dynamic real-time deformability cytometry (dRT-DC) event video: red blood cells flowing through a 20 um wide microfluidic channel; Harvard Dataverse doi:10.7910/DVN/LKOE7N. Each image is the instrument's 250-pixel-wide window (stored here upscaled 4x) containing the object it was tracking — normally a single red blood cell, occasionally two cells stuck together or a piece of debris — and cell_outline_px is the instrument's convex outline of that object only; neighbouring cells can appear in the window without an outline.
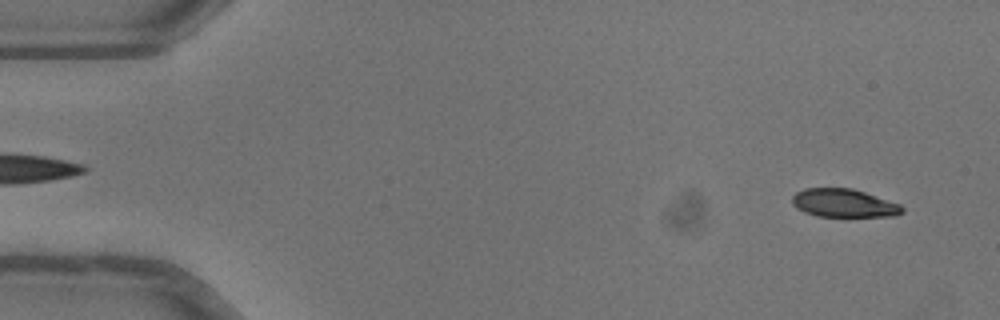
{"species": "common noctule bat (a hibernating species)", "species_latin": "Nyctalus noctula", "temperature_condition": "warm", "stored_images_in_passage": 51, "camera_frame_rate_fps": 3000, "um_per_image_px": 0.085, "animal": {"sex": "female"}, "frame": {"image": 1, "passage_image": 3, "time_ms": 0.667, "image_size_px": [1000, 320], "cell_outline_px": [[904, 212], [896, 216], [816, 216], [804, 212], [796, 208], [792, 204], [792, 196], [796, 192], [804, 188], [852, 188], [900, 204], [904, 208]], "centroid_in_image_um": [71.71, 17.26], "position_along_channel_um": 13.3, "area_um2": 18.15}}
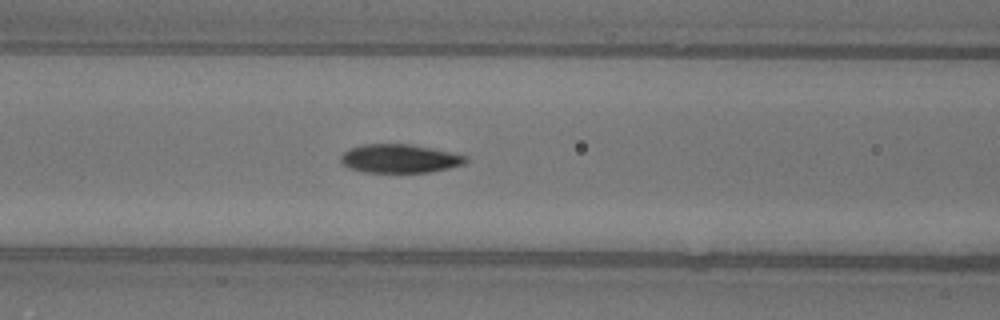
{"frame": {"image": 2, "passage_image": 21, "time_ms": 6.667, "image_size_px": [1000, 320], "cell_outline_px": [[468, 160], [464, 164], [448, 168], [428, 172], [364, 172], [348, 168], [340, 160], [340, 156], [348, 148], [360, 144], [412, 144], [452, 152], [468, 156]], "centroid_in_image_um": [33.96, 13.47], "position_along_channel_um": 132.6, "area_um2": 20.98}}
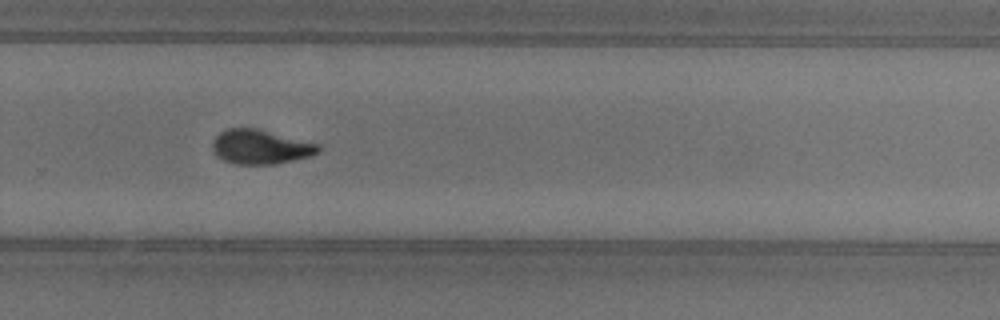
{"frame": {"image": 3, "passage_image": 34, "time_ms": 11.0, "image_size_px": [1000, 320], "cell_outline_px": [[320, 152], [308, 156], [276, 164], [236, 164], [224, 160], [216, 156], [212, 148], [212, 140], [220, 132], [228, 128], [256, 128], [320, 144]], "centroid_in_image_um": [22.12, 12.48], "position_along_channel_um": 307.7, "area_um2": 21.15}, "authors_computed_cell_mechanics": {"area_um2": 20.6346, "velocity_mm_per_s": 4.0526, "shape_relaxation_time_tau1_ms": 3.2957, "shape_relaxation_time_tau2_ms": 2.1112, "deformation_change_tau1": 0.1895, "deformation_change_tau2": 0.0775}}